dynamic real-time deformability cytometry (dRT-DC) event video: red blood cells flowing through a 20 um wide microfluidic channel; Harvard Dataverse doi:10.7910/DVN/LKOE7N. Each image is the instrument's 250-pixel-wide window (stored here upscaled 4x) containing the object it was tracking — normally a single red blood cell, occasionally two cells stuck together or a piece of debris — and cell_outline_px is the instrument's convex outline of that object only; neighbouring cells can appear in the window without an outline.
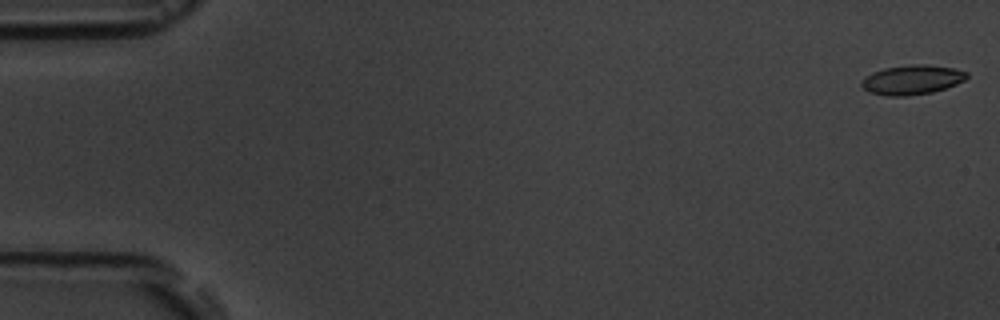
{"species": "common noctule bat (a hibernating species)", "species_latin": "Nyctalus noctula", "temperature_condition": "room temperature", "stored_images_in_passage": 9, "camera_frame_rate_fps": 3000, "um_per_image_px": 0.085, "animal": {"sex": "male", "body_mass_g": 19.5, "forearm_length_mm": 54.6}, "frame": {"image": 1, "passage_image": 1, "time_ms": 0.0, "image_size_px": [1000, 320], "cell_outline_px": [[968, 76], [964, 80], [956, 84], [932, 92], [908, 96], [888, 96], [868, 92], [860, 84], [864, 76], [872, 72], [884, 68], [912, 64], [928, 64], [956, 68], [968, 72]], "centroid_in_image_um": [77.51, 6.77], "position_along_channel_um": 7.5, "area_um2": 18.26}}
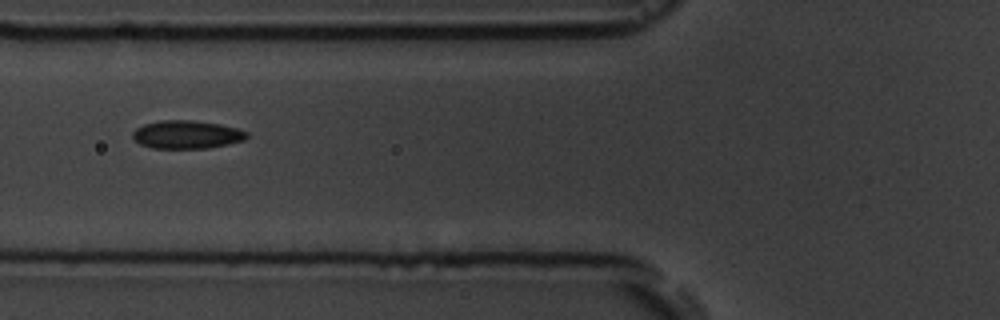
{"frame": {"image": 2, "passage_image": 6, "time_ms": 6.667, "image_size_px": [1000, 320], "cell_outline_px": [[248, 136], [244, 140], [228, 144], [208, 148], [152, 148], [140, 144], [132, 136], [132, 132], [136, 128], [144, 124], [160, 120], [192, 120], [220, 124], [236, 128], [248, 132]], "centroid_in_image_um": [15.87, 11.43], "position_along_channel_um": 109.9, "area_um2": 18.73}}
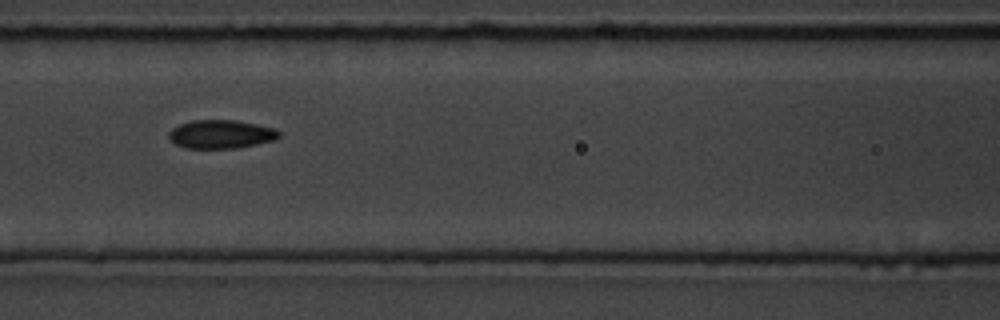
{"frame": {"image": 3, "passage_image": 7, "time_ms": 7.667, "image_size_px": [1000, 320], "cell_outline_px": [[280, 136], [272, 140], [256, 144], [236, 148], [184, 148], [176, 144], [168, 136], [168, 132], [172, 128], [180, 124], [192, 120], [236, 120], [276, 128], [280, 132]], "centroid_in_image_um": [18.77, 11.4], "position_along_channel_um": 147.8, "area_um2": 18.26}}